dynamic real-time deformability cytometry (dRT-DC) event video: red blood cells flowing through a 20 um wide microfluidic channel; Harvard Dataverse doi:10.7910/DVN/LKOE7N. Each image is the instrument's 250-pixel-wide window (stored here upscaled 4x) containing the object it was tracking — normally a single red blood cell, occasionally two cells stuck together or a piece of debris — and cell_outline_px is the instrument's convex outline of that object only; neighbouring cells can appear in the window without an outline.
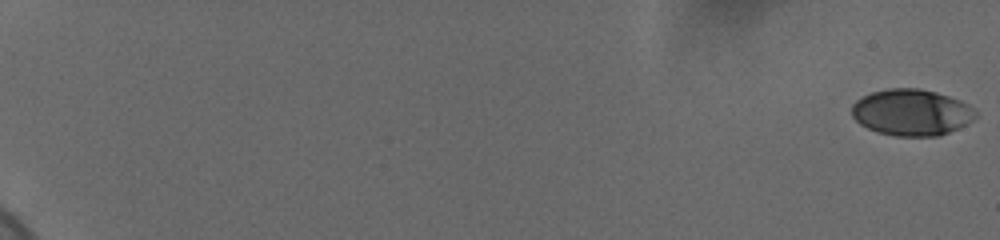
{"species": "human", "species_latin": "Homo sapiens", "temperature_condition": "cold", "stored_images_in_passage": 60, "camera_frame_rate_fps": 3000, "um_per_image_px": 0.085, "donor": {"sex": "female"}, "frame": {"image": 1, "passage_image": 1, "time_ms": 0.0, "image_size_px": [1000, 240], "cell_outline_px": [[976, 116], [968, 124], [940, 136], [896, 136], [876, 132], [860, 124], [852, 116], [852, 104], [856, 100], [872, 92], [888, 88], [920, 88], [936, 92], [960, 100], [968, 104], [976, 112]], "centroid_in_image_um": [77.48, 9.56], "position_along_channel_um": 7.5, "area_um2": 33.58}}
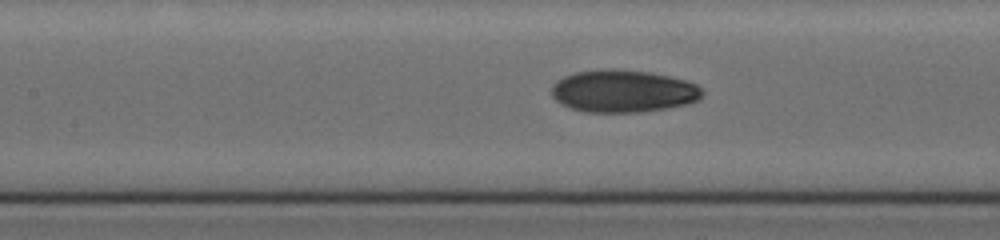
{"frame": {"image": 2, "passage_image": 32, "time_ms": 10.333, "image_size_px": [1000, 240], "cell_outline_px": [[704, 92], [700, 100], [688, 104], [668, 108], [640, 112], [584, 112], [572, 108], [556, 100], [552, 96], [552, 84], [556, 80], [564, 76], [576, 72], [604, 68], [612, 68], [648, 72], [668, 76], [684, 80], [696, 84]], "centroid_in_image_um": [52.97, 7.74], "position_along_channel_um": 154.4, "area_um2": 37.4}}
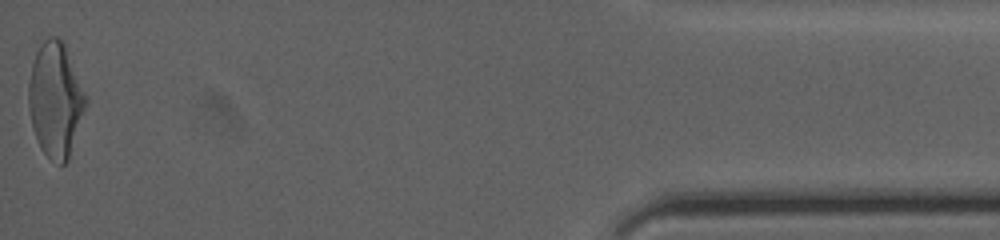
{"frame": {"image": 3, "passage_image": 60, "time_ms": 19.667, "image_size_px": [1000, 240], "cell_outline_px": [[88, 100], [68, 160], [64, 164], [60, 164], [52, 160], [40, 148], [32, 128], [28, 104], [28, 84], [32, 64], [36, 52], [44, 40], [48, 36], [56, 36], [64, 44]], "centroid_in_image_um": [4.7, 8.49], "position_along_channel_um": 430.5, "area_um2": 37.8}, "authors_computed_cell_mechanics": {"area_um2": 35.3736, "velocity_mm_per_s": 3.6906, "shape_relaxation_time_tau1_ms": 4.7672, "shape_relaxation_time_tau2_ms": 2.1451, "deformation_change_tau1": 0.1633, "deformation_change_tau2": 0.0649}}